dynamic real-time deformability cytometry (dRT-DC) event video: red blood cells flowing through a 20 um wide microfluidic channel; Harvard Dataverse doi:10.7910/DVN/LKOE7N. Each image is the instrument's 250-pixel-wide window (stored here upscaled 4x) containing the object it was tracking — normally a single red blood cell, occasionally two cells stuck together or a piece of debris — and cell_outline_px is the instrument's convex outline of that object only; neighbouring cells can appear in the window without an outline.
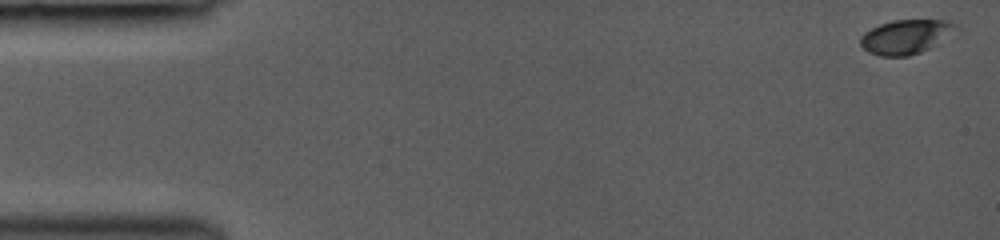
{"species": "common noctule bat (a hibernating species)", "species_latin": "Nyctalus noctula", "temperature_condition": "room temperature", "stored_images_in_passage": 46, "camera_frame_rate_fps": 3000, "um_per_image_px": 0.085, "animal": {"sex": "female", "body_mass_g": 19.0, "forearm_length_mm": 53.3}, "frame": {"image": 1, "passage_image": 1, "time_ms": 0.0, "image_size_px": [1000, 240], "cell_outline_px": [[960, 32], [920, 52], [908, 56], [880, 56], [868, 52], [860, 44], [860, 36], [864, 32], [880, 24], [892, 20], [944, 20], [956, 24], [960, 28]], "centroid_in_image_um": [77.05, 3.11], "position_along_channel_um": 8.0, "area_um2": 19.31}}
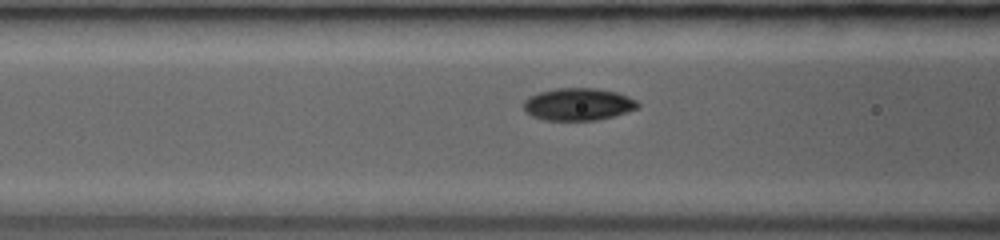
{"frame": {"image": 2, "passage_image": 20, "time_ms": 6.0, "image_size_px": [1000, 240], "cell_outline_px": [[640, 108], [612, 116], [596, 120], [544, 120], [532, 116], [524, 108], [524, 100], [528, 96], [540, 92], [556, 88], [596, 88], [616, 92], [628, 96], [636, 100], [640, 104]], "centroid_in_image_um": [49.16, 8.86], "position_along_channel_um": 117.4, "area_um2": 21.5}}
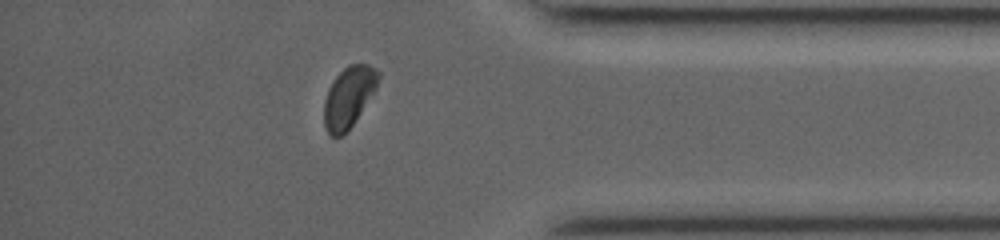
{"frame": {"image": 3, "passage_image": 39, "time_ms": 13.0, "image_size_px": [1000, 240], "cell_outline_px": [[380, 76], [376, 88], [352, 124], [340, 136], [332, 136], [324, 128], [324, 100], [328, 88], [336, 76], [348, 64], [368, 64], [376, 68], [380, 72]], "centroid_in_image_um": [29.63, 8.2], "position_along_channel_um": 405.6, "area_um2": 18.9}, "authors_computed_cell_mechanics": {"area_um2": 20.4901, "velocity_mm_per_s": 4.2411, "shape_relaxation_time_tau1_ms": 3.9434, "shape_relaxation_time_tau2_ms": 1.0257, "deformation_change_tau1": 0.1295, "deformation_change_tau2": 0.0303}}